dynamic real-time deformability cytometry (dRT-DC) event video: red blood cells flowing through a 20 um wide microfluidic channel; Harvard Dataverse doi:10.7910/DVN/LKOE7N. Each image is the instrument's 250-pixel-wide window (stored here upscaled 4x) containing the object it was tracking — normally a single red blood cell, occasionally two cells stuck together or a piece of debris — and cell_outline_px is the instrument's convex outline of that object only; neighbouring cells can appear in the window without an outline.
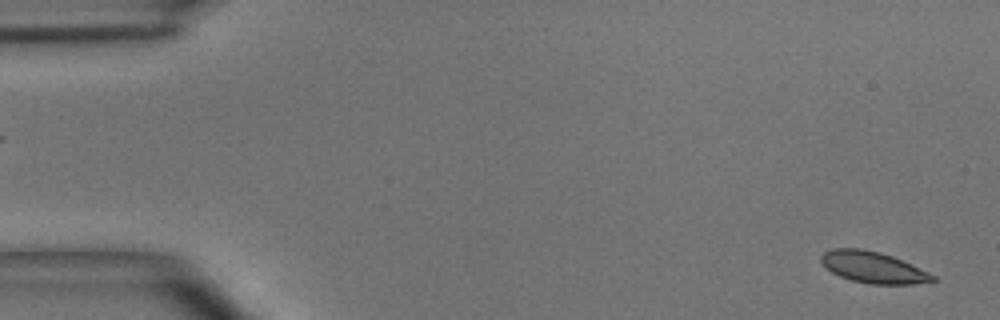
{"species": "common noctule bat (a hibernating species)", "species_latin": "Nyctalus noctula", "temperature_condition": "room temperature", "stored_images_in_passage": 50, "camera_frame_rate_fps": 3000, "um_per_image_px": 0.085, "animal": {"sex": "male", "body_mass_g": 15.6}, "frame": {"image": 1, "passage_image": 1, "time_ms": 0.0, "image_size_px": [1000, 320], "cell_outline_px": [[940, 280], [912, 284], [868, 284], [852, 280], [840, 276], [832, 272], [820, 260], [820, 256], [824, 252], [836, 248], [860, 248], [880, 252], [892, 256], [912, 264], [936, 276]], "centroid_in_image_um": [74.25, 22.72], "position_along_channel_um": 10.7, "area_um2": 20.35}}
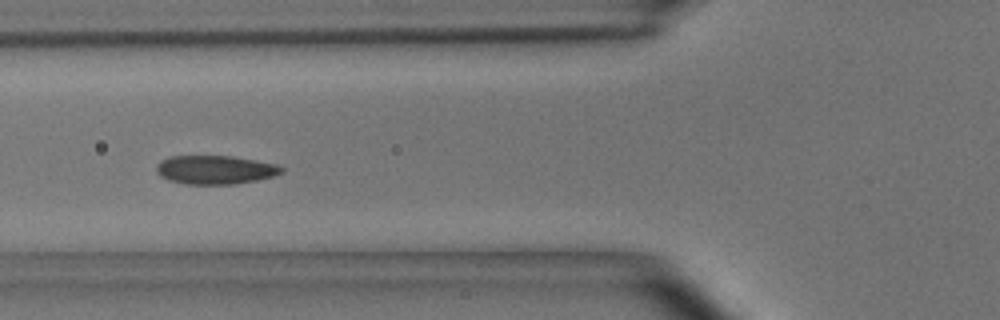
{"frame": {"image": 2, "passage_image": 18, "time_ms": 5.667, "image_size_px": [1000, 320], "cell_outline_px": [[284, 172], [276, 176], [256, 180], [232, 184], [184, 184], [168, 180], [160, 176], [156, 172], [156, 164], [160, 160], [168, 156], [232, 156], [256, 160], [276, 164], [284, 168]], "centroid_in_image_um": [18.28, 14.43], "position_along_channel_um": 107.5, "area_um2": 21.15}}
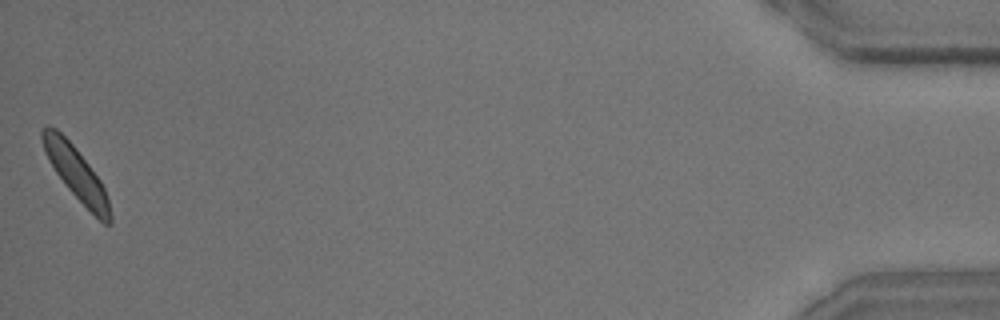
{"frame": {"image": 3, "passage_image": 50, "time_ms": 16.333, "image_size_px": [1000, 320], "cell_outline_px": [[112, 224], [104, 224], [68, 188], [56, 172], [48, 160], [44, 152], [40, 140], [40, 132], [48, 124], [56, 128], [76, 148], [100, 180], [108, 196], [112, 216]], "centroid_in_image_um": [6.46, 14.7], "position_along_channel_um": 428.7, "area_um2": 20.58}, "authors_computed_cell_mechanics": {"area_um2": 20.808, "velocity_mm_per_s": 3.8868, "shape_relaxation_time_tau1_ms": 2.2449, "shape_relaxation_time_tau2_ms": 1.026, "deformation_change_tau1": 0.0725, "deformation_change_tau2": 0.0493}}